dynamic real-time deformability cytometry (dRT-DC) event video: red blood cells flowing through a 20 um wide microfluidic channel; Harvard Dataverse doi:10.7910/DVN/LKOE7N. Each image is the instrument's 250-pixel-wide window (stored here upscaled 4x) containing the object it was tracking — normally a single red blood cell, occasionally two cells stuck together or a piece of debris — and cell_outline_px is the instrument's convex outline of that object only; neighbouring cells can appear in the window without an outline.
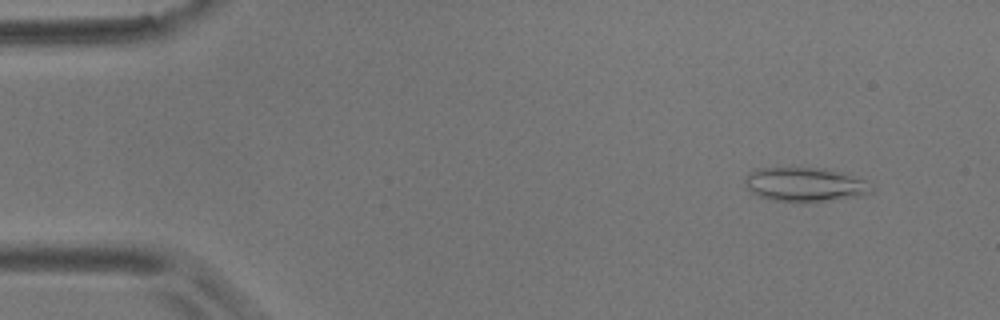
{"species": "common noctule bat (a hibernating species)", "species_latin": "Nyctalus noctula", "temperature_condition": "room temperature", "stored_images_in_passage": 56, "camera_frame_rate_fps": 3000, "um_per_image_px": 0.085, "animal": {"sex": "male", "body_mass_g": 17.9}, "frame": {"image": 1, "passage_image": 5, "time_ms": 1.333, "image_size_px": [1000, 320], "cell_outline_px": [[872, 192], [860, 196], [800, 204], [772, 200], [760, 196], [752, 192], [748, 188], [744, 180], [748, 172], [756, 168], [824, 168], [840, 172], [864, 180], [872, 188]], "centroid_in_image_um": [68.38, 15.7], "position_along_channel_um": 16.6, "area_um2": 25.32}}
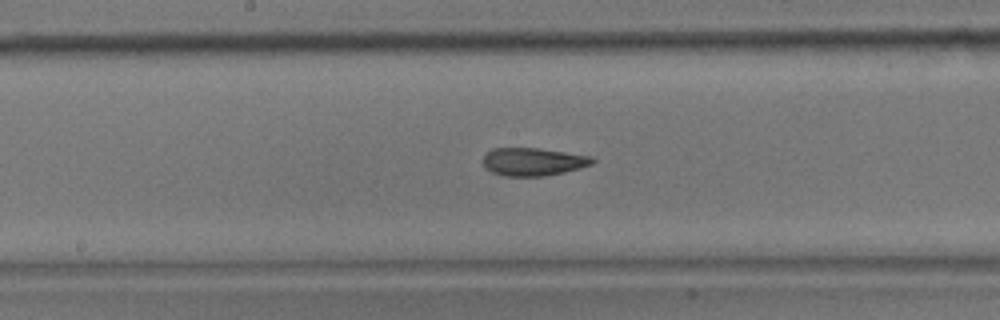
{"frame": {"image": 2, "passage_image": 29, "time_ms": 9.333, "image_size_px": [1000, 320], "cell_outline_px": [[596, 160], [592, 164], [580, 168], [564, 172], [544, 176], [504, 176], [492, 172], [484, 168], [484, 156], [492, 148], [540, 148], [592, 156]], "centroid_in_image_um": [45.33, 13.74], "position_along_channel_um": 202.9, "area_um2": 17.86}}
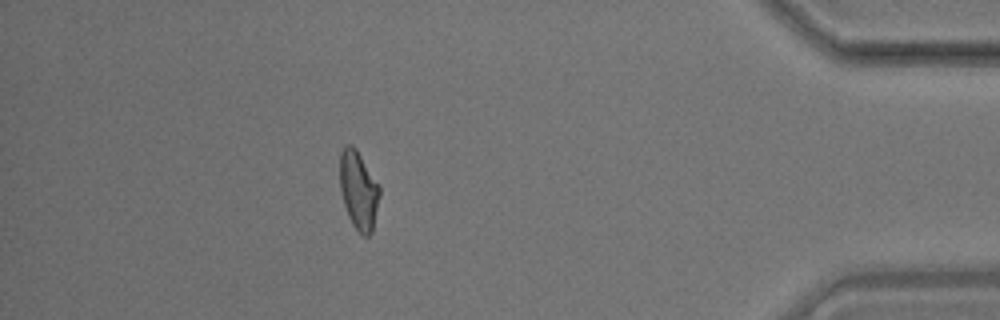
{"frame": {"image": 3, "passage_image": 50, "time_ms": 16.333, "image_size_px": [1000, 320], "cell_outline_px": [[380, 196], [372, 232], [368, 236], [364, 236], [352, 224], [348, 216], [340, 192], [340, 152], [348, 144], [352, 144], [356, 148], [380, 184]], "centroid_in_image_um": [30.49, 16.15], "position_along_channel_um": 404.7, "area_um2": 18.32}, "authors_computed_cell_mechanics": {"area_um2": 18.4093, "velocity_mm_per_s": 3.5422, "shape_relaxation_time_tau1_ms": null, "shape_relaxation_time_tau2_ms": 3.0752, "deformation_change_tau1": null, "deformation_change_tau2": 0.1103}}